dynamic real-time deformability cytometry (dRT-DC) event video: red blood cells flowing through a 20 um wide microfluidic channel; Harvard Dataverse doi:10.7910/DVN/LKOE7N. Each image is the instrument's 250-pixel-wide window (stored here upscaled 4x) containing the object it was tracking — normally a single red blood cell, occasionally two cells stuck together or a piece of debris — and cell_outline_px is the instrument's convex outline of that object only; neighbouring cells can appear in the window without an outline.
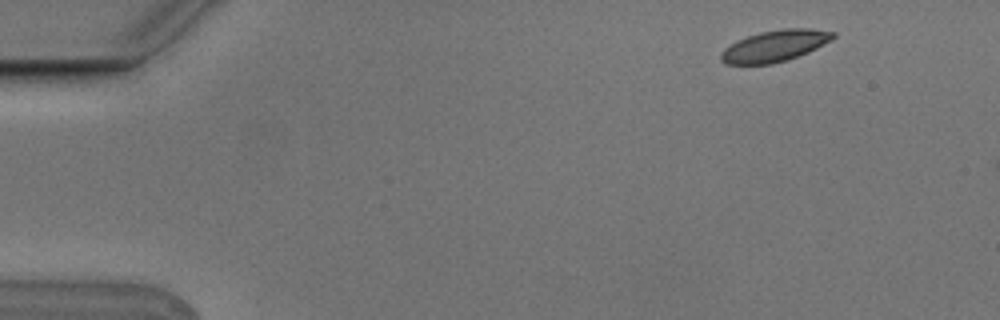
{"species": "Egyptian fruit bat (a non-hibernating species)", "species_latin": "Rousettus aegyptiacus", "temperature_condition": "cold", "stored_images_in_passage": 4, "camera_frame_rate_fps": 3000, "um_per_image_px": 0.085, "animal": {"sex": "male"}, "frame": {"image": 1, "passage_image": 1, "time_ms": 0.0, "image_size_px": [1000, 320], "cell_outline_px": [[836, 36], [832, 40], [808, 52], [788, 60], [772, 64], [724, 64], [720, 60], [720, 52], [724, 48], [736, 40], [760, 32], [784, 28], [808, 28], [836, 32]], "centroid_in_image_um": [65.85, 3.9], "position_along_channel_um": 19.2, "area_um2": 20.69}}
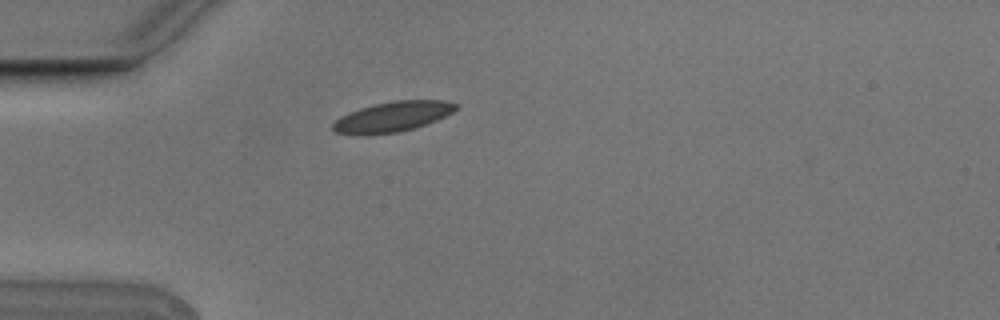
{"frame": {"image": 2, "passage_image": 3, "time_ms": 0.667, "image_size_px": [1000, 320], "cell_outline_px": [[460, 108], [436, 120], [400, 132], [364, 136], [356, 136], [336, 132], [332, 128], [332, 124], [340, 116], [348, 112], [360, 108], [376, 104], [396, 100], [444, 100], [460, 104]], "centroid_in_image_um": [33.35, 9.93], "position_along_channel_um": 51.7, "area_um2": 21.85}}